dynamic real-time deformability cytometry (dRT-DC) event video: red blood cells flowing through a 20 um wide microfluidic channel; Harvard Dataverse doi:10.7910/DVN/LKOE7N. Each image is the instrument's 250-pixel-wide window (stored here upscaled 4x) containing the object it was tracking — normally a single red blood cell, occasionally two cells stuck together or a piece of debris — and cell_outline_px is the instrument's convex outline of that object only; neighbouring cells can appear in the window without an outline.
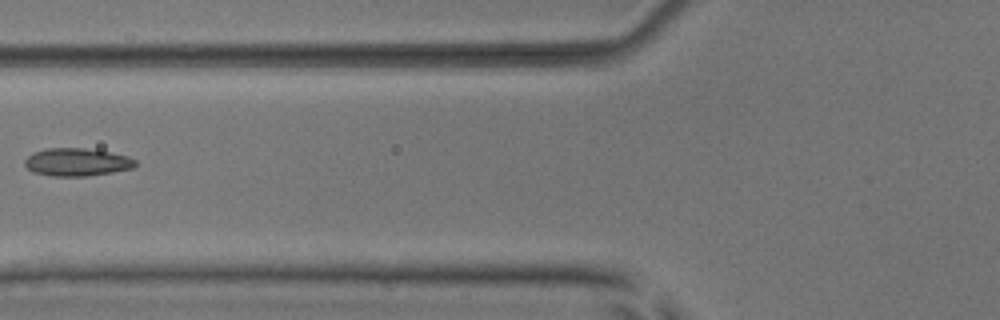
{"species": "common noctule bat (a hibernating species)", "species_latin": "Nyctalus noctula", "temperature_condition": "room temperature", "stored_images_in_passage": 5, "camera_frame_rate_fps": 3000, "um_per_image_px": 0.085, "animal": {"sex": "male", "body_mass_g": 17.9, "forearm_length_mm": 54.2}, "frame": {"image": 1, "passage_image": 4, "time_ms": 4.667, "image_size_px": [1000, 320], "cell_outline_px": [[136, 164], [132, 168], [112, 172], [84, 176], [52, 176], [32, 172], [24, 164], [24, 160], [32, 152], [44, 148], [84, 148], [112, 152], [128, 156], [136, 160]], "centroid_in_image_um": [6.51, 13.77], "position_along_channel_um": 119.3, "area_um2": 18.03}}
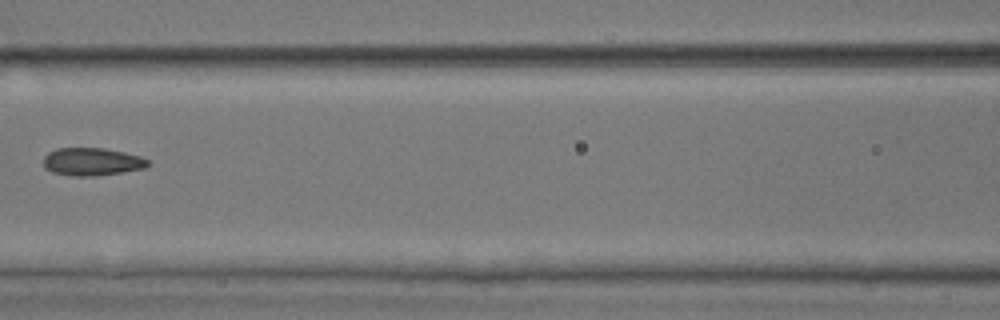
{"frame": {"image": 2, "passage_image": 5, "time_ms": 5.667, "image_size_px": [1000, 320], "cell_outline_px": [[152, 164], [144, 168], [120, 172], [92, 176], [72, 176], [52, 172], [44, 168], [44, 156], [48, 152], [56, 148], [104, 148], [124, 152], [140, 156], [148, 160]], "centroid_in_image_um": [7.8, 13.74], "position_along_channel_um": 158.8, "area_um2": 16.94}}